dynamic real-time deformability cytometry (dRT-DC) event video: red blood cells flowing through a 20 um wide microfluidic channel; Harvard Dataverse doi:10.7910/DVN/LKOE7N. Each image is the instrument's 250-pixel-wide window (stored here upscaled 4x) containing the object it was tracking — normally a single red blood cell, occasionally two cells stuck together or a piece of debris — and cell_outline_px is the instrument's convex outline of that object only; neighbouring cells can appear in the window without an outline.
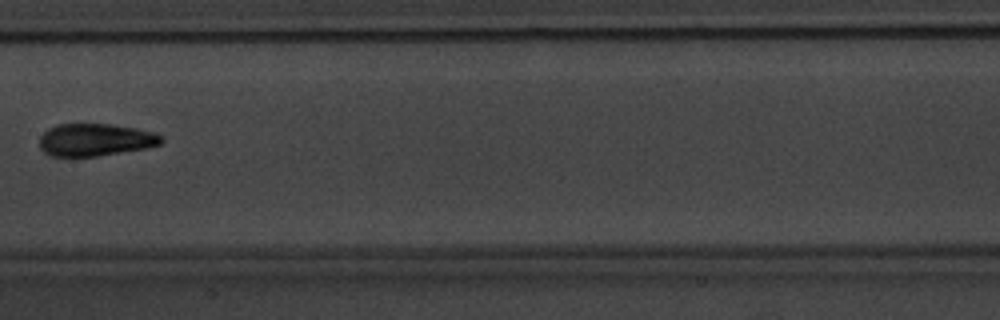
{"species": "common noctule bat (a hibernating species)", "species_latin": "Nyctalus noctula", "temperature_condition": "warm", "stored_images_in_passage": 4, "camera_frame_rate_fps": 3000, "um_per_image_px": 0.085, "animal": {"sex": "male", "body_mass_g": 20.1, "forearm_length_mm": 53.5}, "frame": {"image": 1, "passage_image": 4, "time_ms": 3.667, "image_size_px": [1000, 320], "cell_outline_px": [[164, 140], [160, 144], [148, 148], [96, 156], [48, 156], [40, 148], [40, 136], [48, 128], [56, 124], [108, 124], [136, 128], [156, 132]], "centroid_in_image_um": [8.1, 11.88], "position_along_channel_um": 199.3, "area_um2": 23.12}}